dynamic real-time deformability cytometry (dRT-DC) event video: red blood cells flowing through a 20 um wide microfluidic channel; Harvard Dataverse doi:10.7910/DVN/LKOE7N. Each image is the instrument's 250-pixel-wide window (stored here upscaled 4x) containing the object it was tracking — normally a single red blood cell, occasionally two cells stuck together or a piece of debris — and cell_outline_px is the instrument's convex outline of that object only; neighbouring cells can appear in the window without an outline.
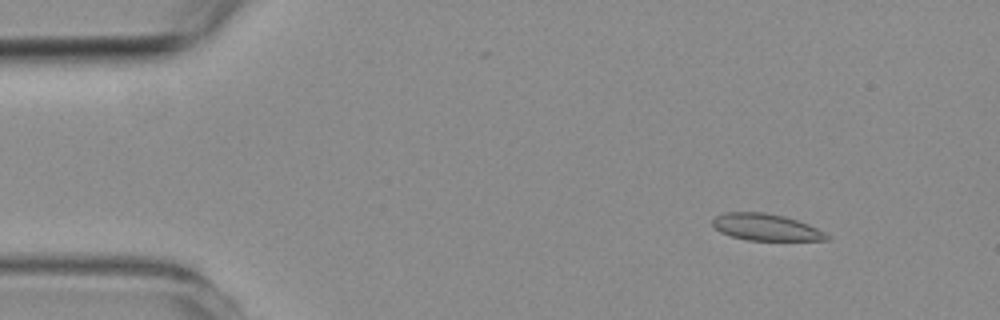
{"species": "common noctule bat (a hibernating species)", "species_latin": "Nyctalus noctula", "temperature_condition": "room temperature", "stored_images_in_passage": 5, "camera_frame_rate_fps": 3000, "um_per_image_px": 0.085, "animal": {"sex": "female", "body_mass_g": 19.3, "forearm_length_mm": 54.1}, "frame": {"image": 1, "passage_image": 5, "time_ms": 6.0, "image_size_px": [1000, 320], "cell_outline_px": [[832, 240], [748, 240], [732, 236], [720, 232], [712, 224], [712, 220], [716, 216], [724, 212], [764, 212], [784, 216], [808, 224], [832, 236]], "centroid_in_image_um": [65.12, 19.31], "position_along_channel_um": 19.9, "area_um2": 17.74}}